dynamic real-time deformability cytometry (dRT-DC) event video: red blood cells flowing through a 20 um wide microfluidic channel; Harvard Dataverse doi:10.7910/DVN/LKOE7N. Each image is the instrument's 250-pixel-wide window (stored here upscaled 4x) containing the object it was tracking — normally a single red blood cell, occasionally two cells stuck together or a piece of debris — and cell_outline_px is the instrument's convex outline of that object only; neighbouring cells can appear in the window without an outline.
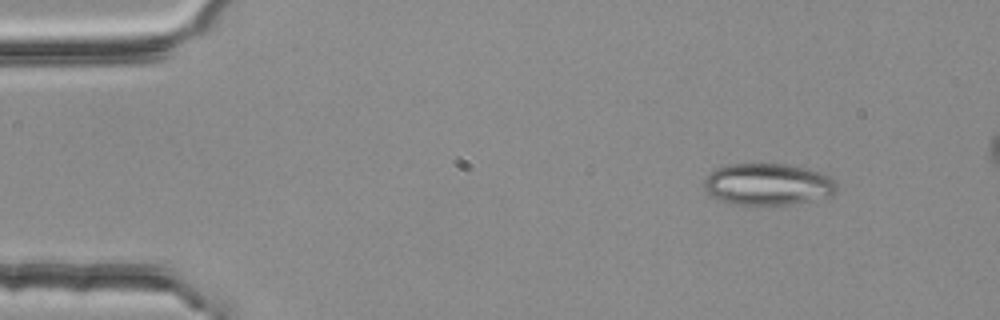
{"species": "common noctule bat (a hibernating species)", "species_latin": "Nyctalus noctula", "temperature_condition": "room temperature", "stored_images_in_passage": 3, "camera_frame_rate_fps": 3000, "um_per_image_px": 0.085, "animal": {"sex": "female", "body_mass_g": 25.1}, "frame": {"image": 1, "passage_image": 2, "time_ms": 0.333, "image_size_px": [1000, 320], "cell_outline_px": [[836, 192], [832, 196], [788, 204], [736, 204], [720, 200], [712, 196], [704, 188], [704, 176], [716, 168], [728, 164], [788, 164], [828, 172], [836, 180]], "centroid_in_image_um": [65.32, 15.63], "position_along_channel_um": 19.7, "area_um2": 32.6}}